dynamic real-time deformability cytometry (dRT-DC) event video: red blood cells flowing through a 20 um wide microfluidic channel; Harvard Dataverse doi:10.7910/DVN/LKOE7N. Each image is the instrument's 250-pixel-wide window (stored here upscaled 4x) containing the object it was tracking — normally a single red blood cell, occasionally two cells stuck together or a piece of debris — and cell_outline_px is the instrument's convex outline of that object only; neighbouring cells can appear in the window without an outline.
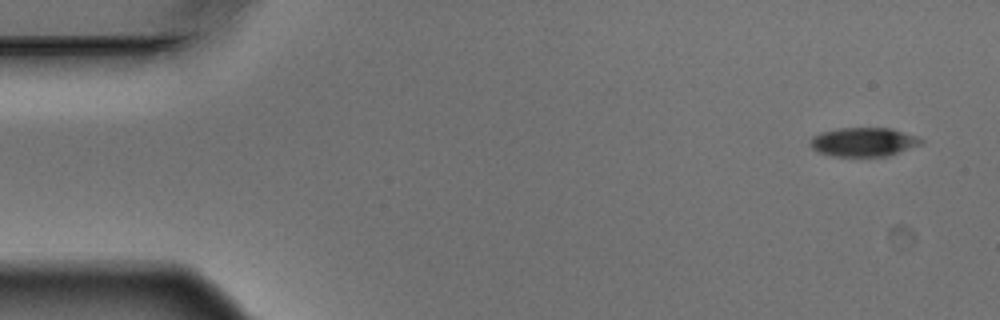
{"species": "Egyptian fruit bat (a non-hibernating species)", "species_latin": "Rousettus aegyptiacus", "temperature_condition": "warm", "stored_images_in_passage": 6, "camera_frame_rate_fps": 3000, "um_per_image_px": 0.085, "animal": {"sex": "male"}, "frame": {"image": 1, "passage_image": 1, "time_ms": 0.0, "image_size_px": [1000, 320], "cell_outline_px": [[924, 144], [888, 156], [832, 156], [820, 152], [812, 148], [812, 136], [820, 132], [836, 128], [892, 128], [916, 136], [924, 140]], "centroid_in_image_um": [73.45, 12.06], "position_along_channel_um": 11.6, "area_um2": 18.73}}
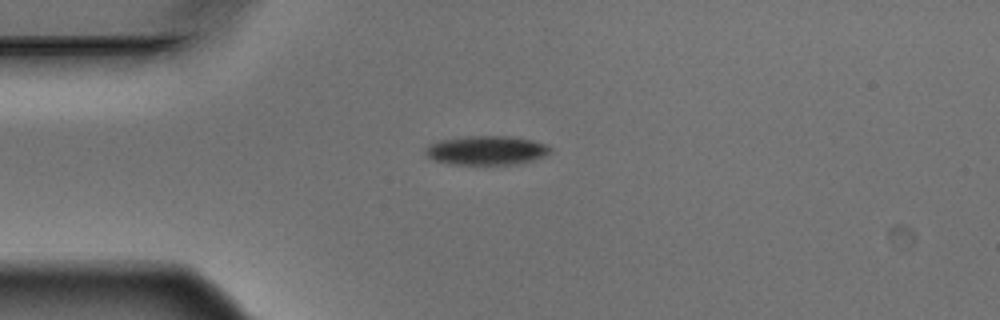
{"frame": {"image": 2, "passage_image": 4, "time_ms": 1.0, "image_size_px": [1000, 320], "cell_outline_px": [[552, 152], [532, 160], [512, 164], [452, 164], [436, 160], [428, 156], [424, 152], [424, 148], [440, 140], [468, 136], [508, 136], [532, 140], [548, 144], [552, 148]], "centroid_in_image_um": [41.38, 12.77], "position_along_channel_um": 43.6, "area_um2": 20.92}}
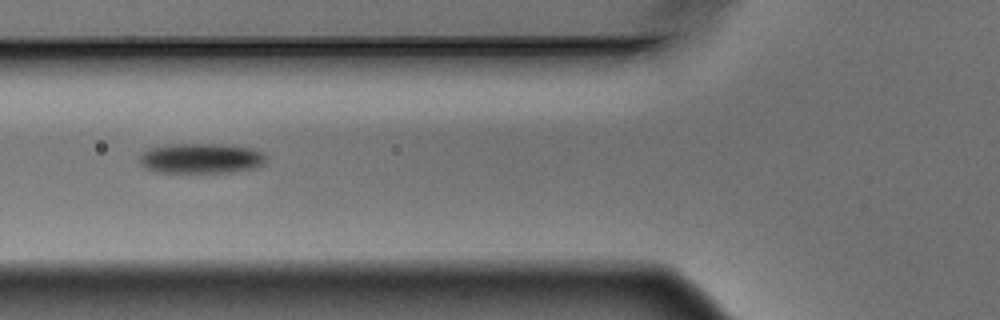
{"frame": {"image": 3, "passage_image": 6, "time_ms": 1.667, "image_size_px": [1000, 320], "cell_outline_px": [[268, 156], [264, 164], [256, 168], [232, 172], [156, 172], [144, 168], [140, 164], [140, 156], [148, 148], [164, 144], [232, 144], [252, 148], [264, 152]], "centroid_in_image_um": [17.14, 13.45], "position_along_channel_um": 108.7, "area_um2": 22.72}}